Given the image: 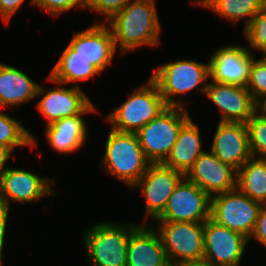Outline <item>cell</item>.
<instances>
[{
	"instance_id": "cell-26",
	"label": "cell",
	"mask_w": 266,
	"mask_h": 266,
	"mask_svg": "<svg viewBox=\"0 0 266 266\" xmlns=\"http://www.w3.org/2000/svg\"><path fill=\"white\" fill-rule=\"evenodd\" d=\"M0 145L10 148L13 152L17 146L31 148L37 146L35 136L24 128L18 120L2 113L0 108Z\"/></svg>"
},
{
	"instance_id": "cell-20",
	"label": "cell",
	"mask_w": 266,
	"mask_h": 266,
	"mask_svg": "<svg viewBox=\"0 0 266 266\" xmlns=\"http://www.w3.org/2000/svg\"><path fill=\"white\" fill-rule=\"evenodd\" d=\"M97 111L91 103L80 115L62 118L45 127V136L52 149L62 153H73L80 149L87 140L88 124L83 115Z\"/></svg>"
},
{
	"instance_id": "cell-36",
	"label": "cell",
	"mask_w": 266,
	"mask_h": 266,
	"mask_svg": "<svg viewBox=\"0 0 266 266\" xmlns=\"http://www.w3.org/2000/svg\"><path fill=\"white\" fill-rule=\"evenodd\" d=\"M184 266H217V265L203 258L201 260L184 262Z\"/></svg>"
},
{
	"instance_id": "cell-38",
	"label": "cell",
	"mask_w": 266,
	"mask_h": 266,
	"mask_svg": "<svg viewBox=\"0 0 266 266\" xmlns=\"http://www.w3.org/2000/svg\"><path fill=\"white\" fill-rule=\"evenodd\" d=\"M259 109L266 115V104H261Z\"/></svg>"
},
{
	"instance_id": "cell-9",
	"label": "cell",
	"mask_w": 266,
	"mask_h": 266,
	"mask_svg": "<svg viewBox=\"0 0 266 266\" xmlns=\"http://www.w3.org/2000/svg\"><path fill=\"white\" fill-rule=\"evenodd\" d=\"M168 260L187 262L201 260L204 256V223L158 222Z\"/></svg>"
},
{
	"instance_id": "cell-17",
	"label": "cell",
	"mask_w": 266,
	"mask_h": 266,
	"mask_svg": "<svg viewBox=\"0 0 266 266\" xmlns=\"http://www.w3.org/2000/svg\"><path fill=\"white\" fill-rule=\"evenodd\" d=\"M184 176L210 197L237 187V170L222 163L211 151H204Z\"/></svg>"
},
{
	"instance_id": "cell-13",
	"label": "cell",
	"mask_w": 266,
	"mask_h": 266,
	"mask_svg": "<svg viewBox=\"0 0 266 266\" xmlns=\"http://www.w3.org/2000/svg\"><path fill=\"white\" fill-rule=\"evenodd\" d=\"M46 80L58 84V88H51L48 91L39 85L36 97L42 95L36 107L47 120L49 125L62 118L80 115L92 102L79 86L61 87L60 82L54 81L50 76ZM46 91V92H45Z\"/></svg>"
},
{
	"instance_id": "cell-35",
	"label": "cell",
	"mask_w": 266,
	"mask_h": 266,
	"mask_svg": "<svg viewBox=\"0 0 266 266\" xmlns=\"http://www.w3.org/2000/svg\"><path fill=\"white\" fill-rule=\"evenodd\" d=\"M11 154L14 155V152L10 148L0 145V176L9 168L6 162Z\"/></svg>"
},
{
	"instance_id": "cell-10",
	"label": "cell",
	"mask_w": 266,
	"mask_h": 266,
	"mask_svg": "<svg viewBox=\"0 0 266 266\" xmlns=\"http://www.w3.org/2000/svg\"><path fill=\"white\" fill-rule=\"evenodd\" d=\"M53 186L52 177H41L29 170L9 167L0 176V202L9 208L12 202H38L56 194L52 190Z\"/></svg>"
},
{
	"instance_id": "cell-18",
	"label": "cell",
	"mask_w": 266,
	"mask_h": 266,
	"mask_svg": "<svg viewBox=\"0 0 266 266\" xmlns=\"http://www.w3.org/2000/svg\"><path fill=\"white\" fill-rule=\"evenodd\" d=\"M210 151L238 171L252 157L247 124L219 122Z\"/></svg>"
},
{
	"instance_id": "cell-7",
	"label": "cell",
	"mask_w": 266,
	"mask_h": 266,
	"mask_svg": "<svg viewBox=\"0 0 266 266\" xmlns=\"http://www.w3.org/2000/svg\"><path fill=\"white\" fill-rule=\"evenodd\" d=\"M261 207L262 204L253 201L236 187L211 197L210 219L249 238Z\"/></svg>"
},
{
	"instance_id": "cell-5",
	"label": "cell",
	"mask_w": 266,
	"mask_h": 266,
	"mask_svg": "<svg viewBox=\"0 0 266 266\" xmlns=\"http://www.w3.org/2000/svg\"><path fill=\"white\" fill-rule=\"evenodd\" d=\"M209 77V62L203 64L196 60L181 59L159 66L150 78L156 83L168 106L183 107V101L174 97L183 96L201 84L198 91L205 94Z\"/></svg>"
},
{
	"instance_id": "cell-30",
	"label": "cell",
	"mask_w": 266,
	"mask_h": 266,
	"mask_svg": "<svg viewBox=\"0 0 266 266\" xmlns=\"http://www.w3.org/2000/svg\"><path fill=\"white\" fill-rule=\"evenodd\" d=\"M86 4L87 0H33V5L46 10L53 17H58L75 7L86 9Z\"/></svg>"
},
{
	"instance_id": "cell-12",
	"label": "cell",
	"mask_w": 266,
	"mask_h": 266,
	"mask_svg": "<svg viewBox=\"0 0 266 266\" xmlns=\"http://www.w3.org/2000/svg\"><path fill=\"white\" fill-rule=\"evenodd\" d=\"M249 238L216 224L204 222V256L217 266H239Z\"/></svg>"
},
{
	"instance_id": "cell-6",
	"label": "cell",
	"mask_w": 266,
	"mask_h": 266,
	"mask_svg": "<svg viewBox=\"0 0 266 266\" xmlns=\"http://www.w3.org/2000/svg\"><path fill=\"white\" fill-rule=\"evenodd\" d=\"M184 107L168 106L136 135L151 164H161L168 157L182 126L190 119Z\"/></svg>"
},
{
	"instance_id": "cell-4",
	"label": "cell",
	"mask_w": 266,
	"mask_h": 266,
	"mask_svg": "<svg viewBox=\"0 0 266 266\" xmlns=\"http://www.w3.org/2000/svg\"><path fill=\"white\" fill-rule=\"evenodd\" d=\"M167 107L156 83L149 78L145 85L137 88L125 102L108 113L105 121L110 122V128L115 131L136 133Z\"/></svg>"
},
{
	"instance_id": "cell-21",
	"label": "cell",
	"mask_w": 266,
	"mask_h": 266,
	"mask_svg": "<svg viewBox=\"0 0 266 266\" xmlns=\"http://www.w3.org/2000/svg\"><path fill=\"white\" fill-rule=\"evenodd\" d=\"M203 152L198 124L190 118L180 129L176 143L162 164L185 175Z\"/></svg>"
},
{
	"instance_id": "cell-16",
	"label": "cell",
	"mask_w": 266,
	"mask_h": 266,
	"mask_svg": "<svg viewBox=\"0 0 266 266\" xmlns=\"http://www.w3.org/2000/svg\"><path fill=\"white\" fill-rule=\"evenodd\" d=\"M69 45L100 73L111 65L116 53L112 32L105 22L96 23L75 33Z\"/></svg>"
},
{
	"instance_id": "cell-22",
	"label": "cell",
	"mask_w": 266,
	"mask_h": 266,
	"mask_svg": "<svg viewBox=\"0 0 266 266\" xmlns=\"http://www.w3.org/2000/svg\"><path fill=\"white\" fill-rule=\"evenodd\" d=\"M39 85L23 71L0 62V108L35 99Z\"/></svg>"
},
{
	"instance_id": "cell-15",
	"label": "cell",
	"mask_w": 266,
	"mask_h": 266,
	"mask_svg": "<svg viewBox=\"0 0 266 266\" xmlns=\"http://www.w3.org/2000/svg\"><path fill=\"white\" fill-rule=\"evenodd\" d=\"M250 48L226 45L216 50L209 59L210 79L222 84L247 86L252 61Z\"/></svg>"
},
{
	"instance_id": "cell-3",
	"label": "cell",
	"mask_w": 266,
	"mask_h": 266,
	"mask_svg": "<svg viewBox=\"0 0 266 266\" xmlns=\"http://www.w3.org/2000/svg\"><path fill=\"white\" fill-rule=\"evenodd\" d=\"M139 226L100 222L85 229L84 246L90 266H126L130 234Z\"/></svg>"
},
{
	"instance_id": "cell-14",
	"label": "cell",
	"mask_w": 266,
	"mask_h": 266,
	"mask_svg": "<svg viewBox=\"0 0 266 266\" xmlns=\"http://www.w3.org/2000/svg\"><path fill=\"white\" fill-rule=\"evenodd\" d=\"M205 95L218 106L221 112L219 122L247 123L259 109L244 86L211 81Z\"/></svg>"
},
{
	"instance_id": "cell-11",
	"label": "cell",
	"mask_w": 266,
	"mask_h": 266,
	"mask_svg": "<svg viewBox=\"0 0 266 266\" xmlns=\"http://www.w3.org/2000/svg\"><path fill=\"white\" fill-rule=\"evenodd\" d=\"M180 171L161 164H150L146 173L133 186L141 188L145 198V220L156 219L165 209L169 197L184 178Z\"/></svg>"
},
{
	"instance_id": "cell-37",
	"label": "cell",
	"mask_w": 266,
	"mask_h": 266,
	"mask_svg": "<svg viewBox=\"0 0 266 266\" xmlns=\"http://www.w3.org/2000/svg\"><path fill=\"white\" fill-rule=\"evenodd\" d=\"M162 266H184V263L178 262V261L168 260Z\"/></svg>"
},
{
	"instance_id": "cell-24",
	"label": "cell",
	"mask_w": 266,
	"mask_h": 266,
	"mask_svg": "<svg viewBox=\"0 0 266 266\" xmlns=\"http://www.w3.org/2000/svg\"><path fill=\"white\" fill-rule=\"evenodd\" d=\"M194 2L195 5L199 4L234 23L245 18L244 28L266 5V0H195Z\"/></svg>"
},
{
	"instance_id": "cell-27",
	"label": "cell",
	"mask_w": 266,
	"mask_h": 266,
	"mask_svg": "<svg viewBox=\"0 0 266 266\" xmlns=\"http://www.w3.org/2000/svg\"><path fill=\"white\" fill-rule=\"evenodd\" d=\"M246 124L252 157L266 160V115L258 109Z\"/></svg>"
},
{
	"instance_id": "cell-34",
	"label": "cell",
	"mask_w": 266,
	"mask_h": 266,
	"mask_svg": "<svg viewBox=\"0 0 266 266\" xmlns=\"http://www.w3.org/2000/svg\"><path fill=\"white\" fill-rule=\"evenodd\" d=\"M10 208L4 203L0 202V262L3 264V247L5 241L6 227L9 217Z\"/></svg>"
},
{
	"instance_id": "cell-19",
	"label": "cell",
	"mask_w": 266,
	"mask_h": 266,
	"mask_svg": "<svg viewBox=\"0 0 266 266\" xmlns=\"http://www.w3.org/2000/svg\"><path fill=\"white\" fill-rule=\"evenodd\" d=\"M168 257L153 226L139 225L129 237L126 266H162Z\"/></svg>"
},
{
	"instance_id": "cell-29",
	"label": "cell",
	"mask_w": 266,
	"mask_h": 266,
	"mask_svg": "<svg viewBox=\"0 0 266 266\" xmlns=\"http://www.w3.org/2000/svg\"><path fill=\"white\" fill-rule=\"evenodd\" d=\"M252 49L266 51V5L243 30Z\"/></svg>"
},
{
	"instance_id": "cell-33",
	"label": "cell",
	"mask_w": 266,
	"mask_h": 266,
	"mask_svg": "<svg viewBox=\"0 0 266 266\" xmlns=\"http://www.w3.org/2000/svg\"><path fill=\"white\" fill-rule=\"evenodd\" d=\"M25 0H0V17L8 24L11 17L21 8ZM33 4V0H31Z\"/></svg>"
},
{
	"instance_id": "cell-1",
	"label": "cell",
	"mask_w": 266,
	"mask_h": 266,
	"mask_svg": "<svg viewBox=\"0 0 266 266\" xmlns=\"http://www.w3.org/2000/svg\"><path fill=\"white\" fill-rule=\"evenodd\" d=\"M157 13L154 0H132L106 22L120 53L140 46L161 44V24Z\"/></svg>"
},
{
	"instance_id": "cell-23",
	"label": "cell",
	"mask_w": 266,
	"mask_h": 266,
	"mask_svg": "<svg viewBox=\"0 0 266 266\" xmlns=\"http://www.w3.org/2000/svg\"><path fill=\"white\" fill-rule=\"evenodd\" d=\"M99 74L100 72L88 60L76 55L75 50L67 44L49 76L65 86L71 82L86 81Z\"/></svg>"
},
{
	"instance_id": "cell-32",
	"label": "cell",
	"mask_w": 266,
	"mask_h": 266,
	"mask_svg": "<svg viewBox=\"0 0 266 266\" xmlns=\"http://www.w3.org/2000/svg\"><path fill=\"white\" fill-rule=\"evenodd\" d=\"M254 238L257 242H260L261 245L266 247V204L262 205L254 230L249 237V241Z\"/></svg>"
},
{
	"instance_id": "cell-8",
	"label": "cell",
	"mask_w": 266,
	"mask_h": 266,
	"mask_svg": "<svg viewBox=\"0 0 266 266\" xmlns=\"http://www.w3.org/2000/svg\"><path fill=\"white\" fill-rule=\"evenodd\" d=\"M211 197L185 177L169 197L157 222H197L210 219Z\"/></svg>"
},
{
	"instance_id": "cell-28",
	"label": "cell",
	"mask_w": 266,
	"mask_h": 266,
	"mask_svg": "<svg viewBox=\"0 0 266 266\" xmlns=\"http://www.w3.org/2000/svg\"><path fill=\"white\" fill-rule=\"evenodd\" d=\"M254 101L260 106L266 100V60H253L246 86Z\"/></svg>"
},
{
	"instance_id": "cell-31",
	"label": "cell",
	"mask_w": 266,
	"mask_h": 266,
	"mask_svg": "<svg viewBox=\"0 0 266 266\" xmlns=\"http://www.w3.org/2000/svg\"><path fill=\"white\" fill-rule=\"evenodd\" d=\"M132 0H87L86 9L105 16V23Z\"/></svg>"
},
{
	"instance_id": "cell-2",
	"label": "cell",
	"mask_w": 266,
	"mask_h": 266,
	"mask_svg": "<svg viewBox=\"0 0 266 266\" xmlns=\"http://www.w3.org/2000/svg\"><path fill=\"white\" fill-rule=\"evenodd\" d=\"M151 163L140 146L136 133L118 132L110 128L101 168L129 188L146 173Z\"/></svg>"
},
{
	"instance_id": "cell-39",
	"label": "cell",
	"mask_w": 266,
	"mask_h": 266,
	"mask_svg": "<svg viewBox=\"0 0 266 266\" xmlns=\"http://www.w3.org/2000/svg\"><path fill=\"white\" fill-rule=\"evenodd\" d=\"M263 54H264L263 59L266 60V51H264Z\"/></svg>"
},
{
	"instance_id": "cell-25",
	"label": "cell",
	"mask_w": 266,
	"mask_h": 266,
	"mask_svg": "<svg viewBox=\"0 0 266 266\" xmlns=\"http://www.w3.org/2000/svg\"><path fill=\"white\" fill-rule=\"evenodd\" d=\"M237 188L262 205L266 204V160L251 157L237 171Z\"/></svg>"
}]
</instances>
